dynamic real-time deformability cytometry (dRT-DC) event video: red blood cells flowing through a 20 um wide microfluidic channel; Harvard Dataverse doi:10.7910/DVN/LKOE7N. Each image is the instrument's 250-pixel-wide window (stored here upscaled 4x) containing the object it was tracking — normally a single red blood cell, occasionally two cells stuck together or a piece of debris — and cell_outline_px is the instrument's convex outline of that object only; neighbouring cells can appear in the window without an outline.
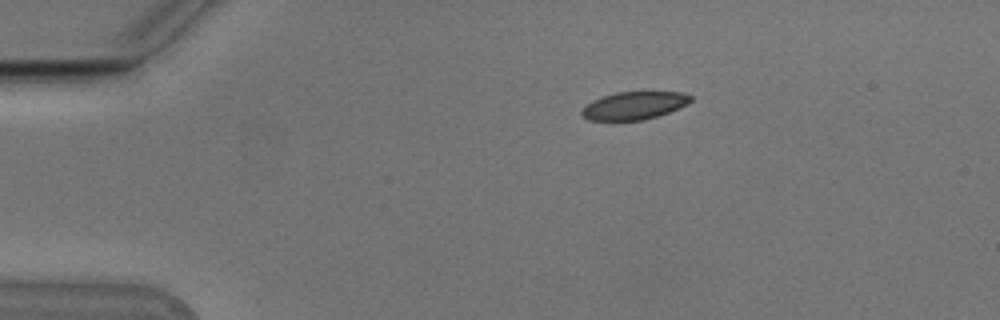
{"species": "Egyptian fruit bat (a non-hibernating species)", "species_latin": "Rousettus aegyptiacus", "temperature_condition": "cold", "stored_images_in_passage": 7, "camera_frame_rate_fps": 3000, "um_per_image_px": 0.085, "animal": {"sex": "male"}, "frame": {"image": 1, "passage_image": 1, "time_ms": 0.0, "image_size_px": [1000, 320], "cell_outline_px": [[692, 100], [688, 104], [668, 112], [644, 120], [588, 120], [580, 112], [592, 100], [600, 96], [616, 92], [680, 92], [692, 96]], "centroid_in_image_um": [53.9, 8.96], "position_along_channel_um": 31.1, "area_um2": 17.51}}